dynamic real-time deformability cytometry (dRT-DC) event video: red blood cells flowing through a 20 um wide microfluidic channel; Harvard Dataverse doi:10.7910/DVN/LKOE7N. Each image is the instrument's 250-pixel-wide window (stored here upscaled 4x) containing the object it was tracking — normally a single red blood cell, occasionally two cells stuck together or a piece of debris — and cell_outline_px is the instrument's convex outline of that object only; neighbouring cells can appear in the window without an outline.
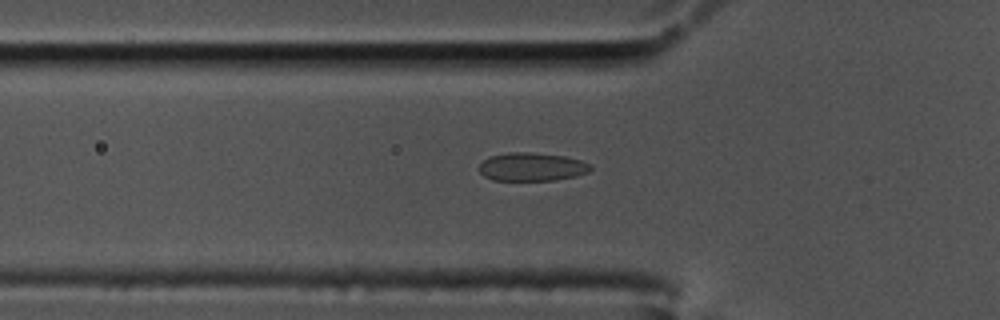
{"species": "common noctule bat (a hibernating species)", "species_latin": "Nyctalus noctula", "temperature_condition": "cold", "stored_images_in_passage": 34, "camera_frame_rate_fps": 3000, "um_per_image_px": 0.085, "animal": {"sex": "male", "body_mass_g": 17.5, "forearm_length_mm": 52.3}, "frame": {"image": 1, "passage_image": 2, "time_ms": 0.333, "image_size_px": [1000, 320], "cell_outline_px": [[592, 168], [588, 172], [576, 176], [556, 180], [492, 180], [484, 176], [480, 172], [480, 164], [488, 156], [508, 152], [528, 152], [564, 156], [580, 160], [592, 164]], "centroid_in_image_um": [45.21, 14.18], "position_along_channel_um": 80.6, "area_um2": 18.44}}
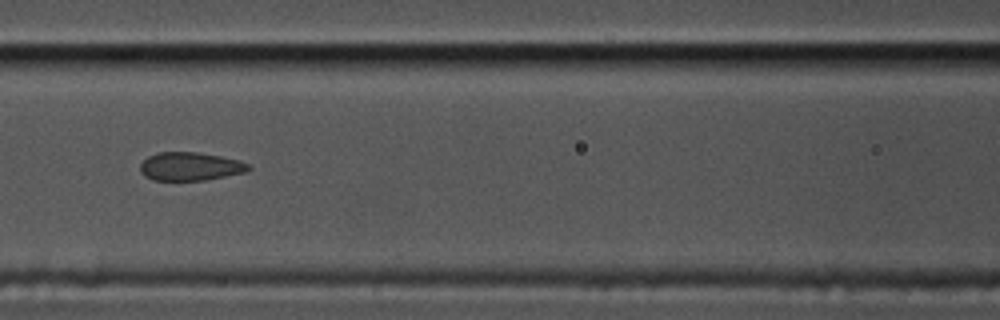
{"frame": {"image": 2, "passage_image": 8, "time_ms": 2.333, "image_size_px": [1000, 320], "cell_outline_px": [[252, 168], [244, 172], [204, 180], [152, 180], [144, 176], [140, 172], [140, 164], [148, 156], [160, 152], [196, 152], [220, 156], [240, 160], [248, 164]], "centroid_in_image_um": [16.14, 14.14], "position_along_channel_um": 150.5, "area_um2": 17.8}}
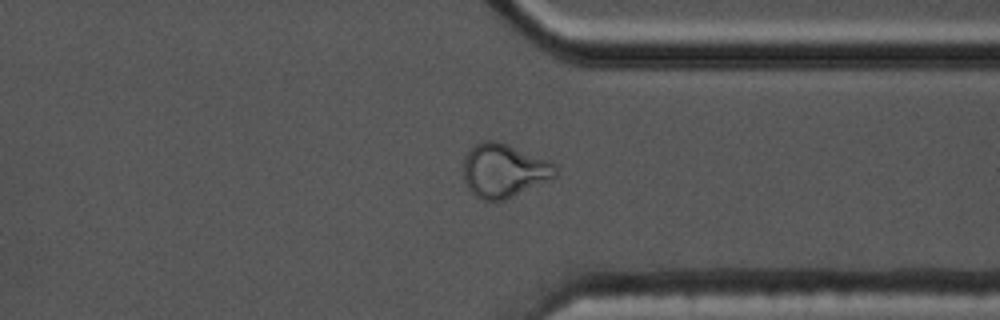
{"frame": {"image": 3, "passage_image": 27, "time_ms": 8.667, "image_size_px": [1000, 320], "cell_outline_px": [[556, 176], [504, 200], [484, 200], [476, 196], [468, 188], [464, 180], [464, 156], [476, 144], [484, 140], [496, 140], [508, 144], [552, 160], [556, 164]], "centroid_in_image_um": [42.85, 14.47], "position_along_channel_um": 368.6, "area_um2": 28.73}}